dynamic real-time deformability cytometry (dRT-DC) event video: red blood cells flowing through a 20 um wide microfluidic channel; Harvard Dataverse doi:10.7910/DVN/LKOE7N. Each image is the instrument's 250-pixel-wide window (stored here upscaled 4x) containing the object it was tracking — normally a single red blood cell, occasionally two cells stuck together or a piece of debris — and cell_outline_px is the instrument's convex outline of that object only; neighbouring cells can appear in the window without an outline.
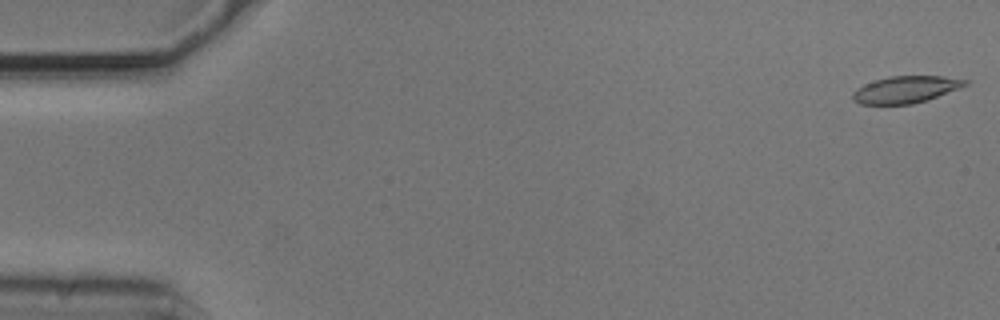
{"species": "common noctule bat (a hibernating species)", "species_latin": "Nyctalus noctula", "temperature_condition": "cold", "stored_images_in_passage": 4, "camera_frame_rate_fps": 3000, "um_per_image_px": 0.085, "animal": {"sex": "male", "body_mass_g": 20.5, "forearm_length_mm": 52.5}, "frame": {"image": 1, "passage_image": 1, "time_ms": 0.0, "image_size_px": [1000, 320], "cell_outline_px": [[972, 80], [968, 84], [928, 100], [912, 104], [860, 104], [852, 100], [852, 92], [856, 88], [864, 84], [888, 76], [944, 76]], "centroid_in_image_um": [76.98, 7.6], "position_along_channel_um": 8.0, "area_um2": 17.74}}